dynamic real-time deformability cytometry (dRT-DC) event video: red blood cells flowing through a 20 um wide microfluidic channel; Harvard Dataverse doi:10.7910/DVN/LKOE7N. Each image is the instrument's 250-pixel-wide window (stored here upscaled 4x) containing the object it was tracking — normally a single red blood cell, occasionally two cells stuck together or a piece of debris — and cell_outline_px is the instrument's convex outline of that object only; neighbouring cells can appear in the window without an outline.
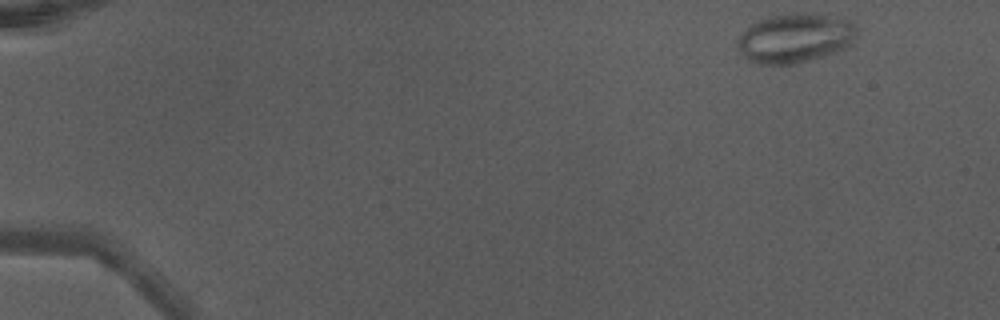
{"species": "Egyptian fruit bat (a non-hibernating species)", "species_latin": "Rousettus aegyptiacus", "temperature_condition": "warm", "stored_images_in_passage": 45, "camera_frame_rate_fps": 3000, "um_per_image_px": 0.085, "animal": {"sex": "male"}, "frame": {"image": 1, "passage_image": 1, "time_ms": 0.0, "image_size_px": [1000, 320], "cell_outline_px": [[856, 40], [844, 48], [808, 60], [792, 64], [760, 64], [744, 56], [736, 44], [736, 40], [752, 24], [768, 16], [800, 12], [816, 12], [852, 20], [856, 24]], "centroid_in_image_um": [67.63, 3.19], "position_along_channel_um": 17.4, "area_um2": 34.22}, "authors_computed_cell_mechanics": {"area_um2": 27.5706, "velocity_mm_per_s": 4.3979, "shape_relaxation_time_tau1_ms": null, "shape_relaxation_time_tau2_ms": 0.785, "deformation_change_tau1": null, "deformation_change_tau2": 0.0791}}